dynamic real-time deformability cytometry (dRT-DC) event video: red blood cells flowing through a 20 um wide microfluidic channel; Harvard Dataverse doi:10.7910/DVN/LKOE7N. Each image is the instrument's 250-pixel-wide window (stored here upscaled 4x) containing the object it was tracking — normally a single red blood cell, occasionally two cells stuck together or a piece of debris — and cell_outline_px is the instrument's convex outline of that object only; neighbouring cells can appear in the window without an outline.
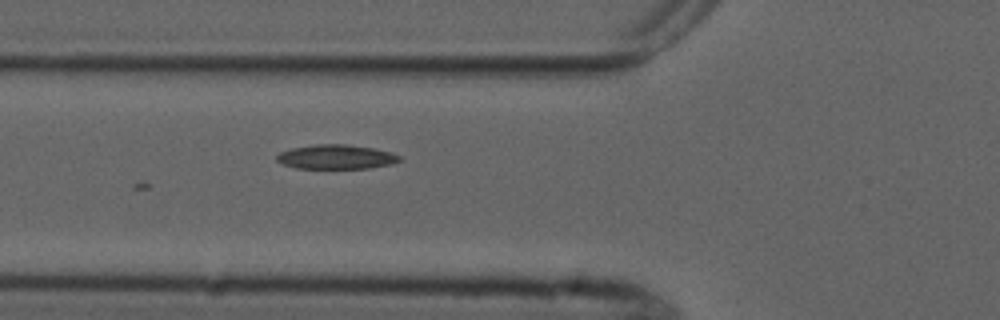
{"species": "common noctule bat (a hibernating species)", "species_latin": "Nyctalus noctula", "temperature_condition": "cold", "stored_images_in_passage": 2, "camera_frame_rate_fps": 3000, "um_per_image_px": 0.085, "animal": {"sex": "male", "forearm_length_mm": 52.5}, "frame": {"image": 1, "passage_image": 2, "time_ms": 1.0, "image_size_px": [1000, 320], "cell_outline_px": [[404, 160], [392, 164], [368, 168], [296, 168], [284, 164], [276, 160], [276, 156], [280, 152], [292, 148], [316, 144], [344, 144], [372, 148], [392, 152], [400, 156]], "centroid_in_image_um": [28.61, 13.33], "position_along_channel_um": 97.2, "area_um2": 17.4}}